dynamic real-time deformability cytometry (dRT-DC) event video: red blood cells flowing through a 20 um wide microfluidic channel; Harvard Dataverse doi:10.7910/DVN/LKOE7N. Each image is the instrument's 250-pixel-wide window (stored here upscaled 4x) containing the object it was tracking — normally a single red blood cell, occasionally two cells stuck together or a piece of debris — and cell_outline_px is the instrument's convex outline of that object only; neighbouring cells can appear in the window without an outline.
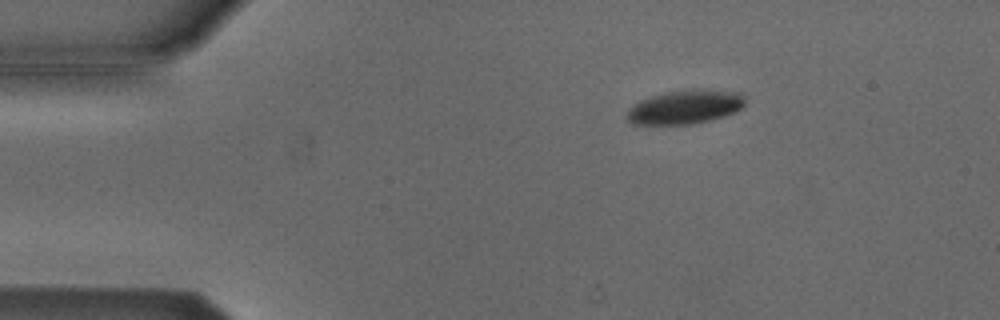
{"species": "Egyptian fruit bat (a non-hibernating species)", "species_latin": "Rousettus aegyptiacus", "temperature_condition": "cold", "stored_images_in_passage": 54, "camera_frame_rate_fps": 3000, "um_per_image_px": 0.085, "animal": {"sex": "male"}, "frame": {"image": 1, "passage_image": 9, "time_ms": 2.667, "image_size_px": [1000, 320], "cell_outline_px": [[744, 104], [736, 112], [724, 116], [692, 124], [632, 124], [624, 116], [628, 108], [640, 100], [664, 92], [688, 88], [700, 88], [740, 92], [744, 96]], "centroid_in_image_um": [58.21, 9.07], "position_along_channel_um": 26.8, "area_um2": 23.7}}
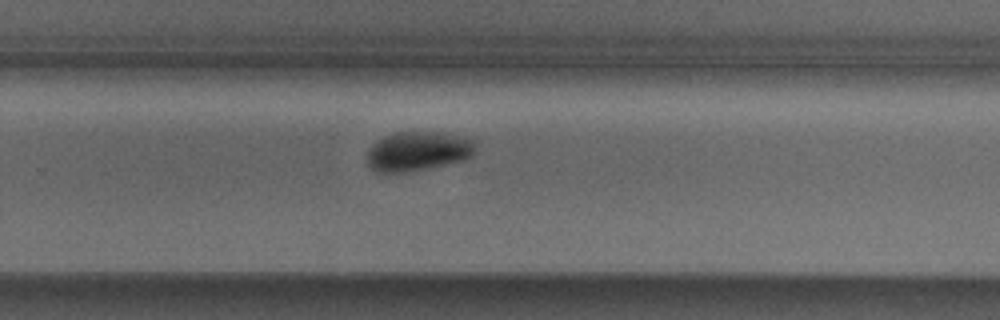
{"frame": {"image": 2, "passage_image": 35, "time_ms": 11.333, "image_size_px": [1000, 320], "cell_outline_px": [[472, 156], [464, 160], [428, 168], [404, 172], [376, 172], [368, 164], [368, 148], [376, 140], [392, 132], [444, 132], [472, 140]], "centroid_in_image_um": [35.45, 12.84], "position_along_channel_um": 294.3, "area_um2": 24.62}}
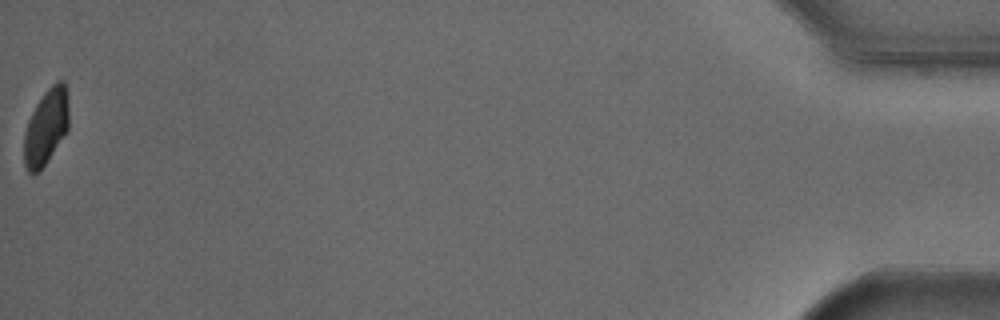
{"frame": {"image": 3, "passage_image": 54, "time_ms": 17.667, "image_size_px": [1000, 320], "cell_outline_px": [[68, 132], [44, 164], [32, 176], [28, 172], [24, 164], [24, 132], [28, 120], [36, 104], [44, 92], [56, 80], [64, 80], [68, 92]], "centroid_in_image_um": [3.93, 10.75], "position_along_channel_um": 431.3, "area_um2": 19.94}, "authors_computed_cell_mechanics": {"area_um2": 23.4957, "velocity_mm_per_s": 3.8051, "shape_relaxation_time_tau1_ms": 2.8986, "shape_relaxation_time_tau2_ms": null, "deformation_change_tau1": 0.0925, "deformation_change_tau2": null}}